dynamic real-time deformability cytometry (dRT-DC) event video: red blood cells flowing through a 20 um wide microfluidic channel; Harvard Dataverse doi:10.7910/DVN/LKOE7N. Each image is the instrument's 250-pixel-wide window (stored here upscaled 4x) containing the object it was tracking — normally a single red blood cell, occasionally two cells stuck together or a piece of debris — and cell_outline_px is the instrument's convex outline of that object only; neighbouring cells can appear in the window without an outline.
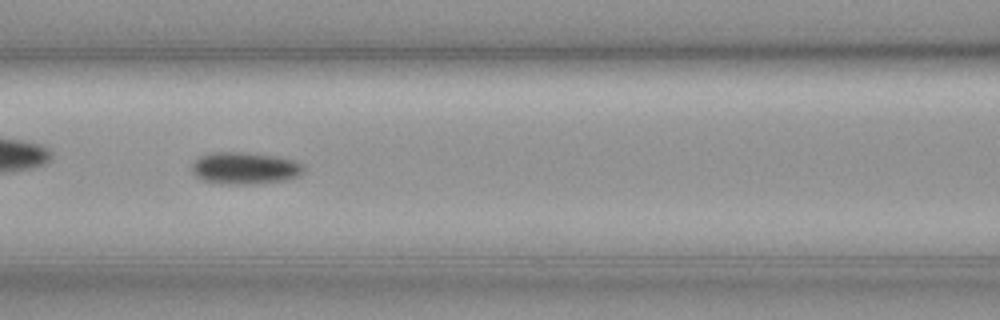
{"species": "common noctule bat (a hibernating species)", "species_latin": "Nyctalus noctula", "temperature_condition": "cold", "stored_images_in_passage": 59, "camera_frame_rate_fps": 3000, "um_per_image_px": 0.085, "animal": {"sex": "female", "body_mass_g": 19.3, "forearm_length_mm": 54.1}, "frame": {"image": 1, "passage_image": 26, "time_ms": 8.333, "image_size_px": [1000, 320], "cell_outline_px": [[304, 172], [300, 176], [284, 180], [256, 184], [220, 184], [200, 180], [192, 172], [192, 164], [200, 156], [212, 152], [244, 152], [276, 156], [296, 160], [304, 164]], "centroid_in_image_um": [20.83, 14.3], "position_along_channel_um": 145.8, "area_um2": 21.21}, "authors_computed_cell_mechanics": {"area_um2": 18.9584, "velocity_mm_per_s": 3.5749, "shape_relaxation_time_tau1_ms": 4.8899, "shape_relaxation_time_tau2_ms": null, "deformation_change_tau1": 0.0907, "deformation_change_tau2": null}}